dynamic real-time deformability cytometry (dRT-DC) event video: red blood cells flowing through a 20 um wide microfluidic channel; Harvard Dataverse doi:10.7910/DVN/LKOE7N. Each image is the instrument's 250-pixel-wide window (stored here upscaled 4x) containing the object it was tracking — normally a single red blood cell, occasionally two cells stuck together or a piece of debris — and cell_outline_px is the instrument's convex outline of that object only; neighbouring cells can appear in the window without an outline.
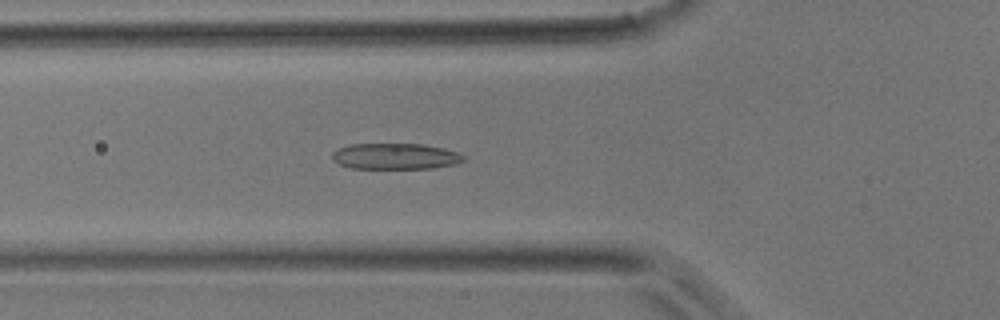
{"species": "common noctule bat (a hibernating species)", "species_latin": "Nyctalus noctula", "temperature_condition": "room temperature", "stored_images_in_passage": 46, "camera_frame_rate_fps": 3000, "um_per_image_px": 0.085, "animal": {"sex": "male", "body_mass_g": 17.9}, "frame": {"image": 1, "passage_image": 16, "time_ms": 5.0, "image_size_px": [1000, 320], "cell_outline_px": [[468, 156], [464, 160], [456, 164], [432, 168], [352, 168], [340, 164], [332, 160], [332, 152], [336, 148], [348, 144], [420, 144], [444, 148]], "centroid_in_image_um": [33.59, 13.28], "position_along_channel_um": 92.2, "area_um2": 20.0}}
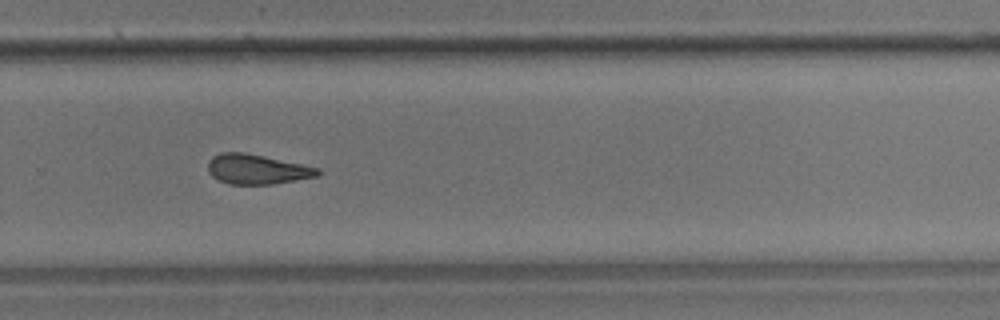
{"frame": {"image": 2, "passage_image": 31, "time_ms": 10.0, "image_size_px": [1000, 320], "cell_outline_px": [[320, 176], [272, 184], [228, 184], [212, 176], [208, 172], [208, 160], [212, 156], [220, 152], [244, 152], [264, 156], [320, 168]], "centroid_in_image_um": [21.83, 14.38], "position_along_channel_um": 308.0, "area_um2": 19.13}}
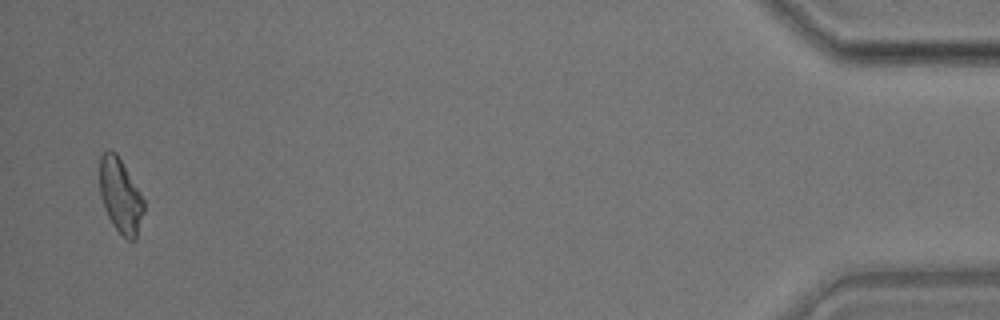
{"frame": {"image": 3, "passage_image": 45, "time_ms": 14.667, "image_size_px": [1000, 320], "cell_outline_px": [[144, 212], [136, 240], [128, 240], [112, 224], [104, 208], [100, 196], [100, 156], [108, 148], [116, 152], [140, 192], [144, 200]], "centroid_in_image_um": [10.23, 16.63], "position_along_channel_um": 425.0, "area_um2": 19.13}}